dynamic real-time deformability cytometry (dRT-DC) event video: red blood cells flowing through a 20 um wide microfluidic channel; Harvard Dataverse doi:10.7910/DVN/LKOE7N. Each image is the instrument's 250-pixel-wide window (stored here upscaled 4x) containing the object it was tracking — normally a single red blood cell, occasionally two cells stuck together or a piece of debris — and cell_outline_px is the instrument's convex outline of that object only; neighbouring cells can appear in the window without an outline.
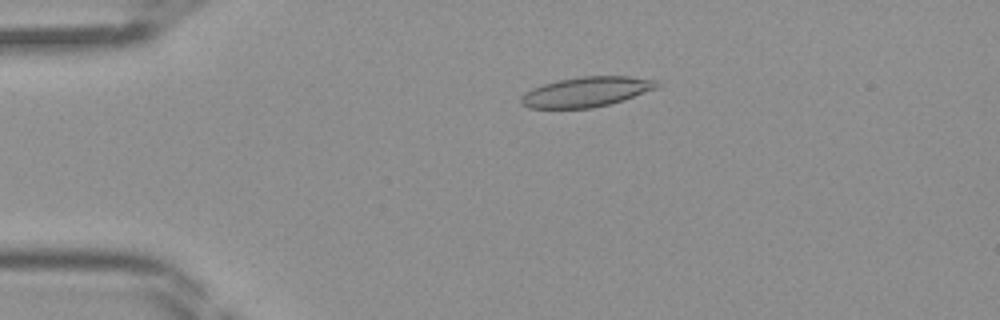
{"species": "Egyptian fruit bat (a non-hibernating species)", "species_latin": "Rousettus aegyptiacus", "temperature_condition": "room temperature", "stored_images_in_passage": 45, "camera_frame_rate_fps": 3000, "um_per_image_px": 0.085, "frame": {"image": 1, "passage_image": 10, "time_ms": 3.0, "image_size_px": [1000, 320], "cell_outline_px": [[660, 84], [656, 88], [624, 100], [592, 108], [528, 108], [520, 104], [520, 96], [524, 92], [532, 88], [544, 84], [560, 80], [580, 76], [628, 76], [656, 80]], "centroid_in_image_um": [49.81, 7.81], "position_along_channel_um": 35.2, "area_um2": 23.7}}
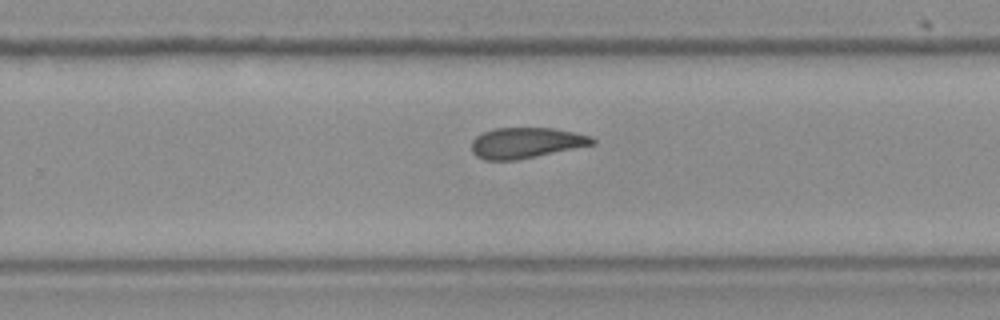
{"frame": {"image": 2, "passage_image": 29, "time_ms": 9.333, "image_size_px": [1000, 320], "cell_outline_px": [[596, 144], [516, 160], [484, 160], [476, 156], [472, 152], [472, 140], [480, 132], [492, 128], [552, 128], [576, 132], [592, 136], [596, 140]], "centroid_in_image_um": [44.71, 12.13], "position_along_channel_um": 285.1, "area_um2": 21.79}}
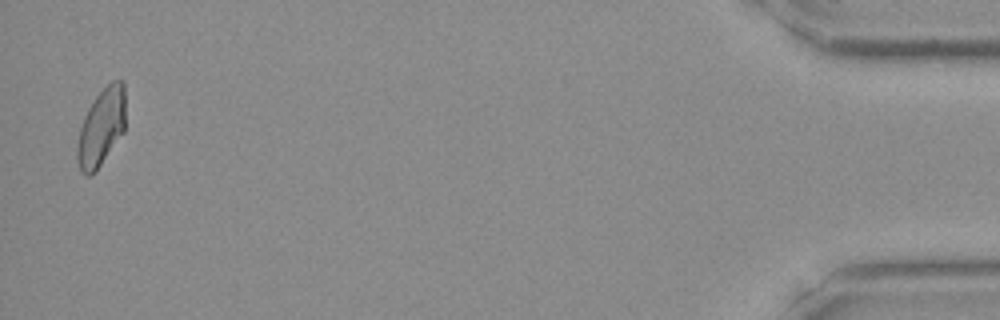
{"frame": {"image": 3, "passage_image": 44, "time_ms": 14.333, "image_size_px": [1000, 320], "cell_outline_px": [[124, 132], [96, 172], [88, 176], [84, 176], [80, 172], [76, 160], [76, 148], [80, 128], [84, 116], [88, 108], [96, 96], [112, 80], [124, 80]], "centroid_in_image_um": [8.59, 10.87], "position_along_channel_um": 426.6, "area_um2": 21.96}}